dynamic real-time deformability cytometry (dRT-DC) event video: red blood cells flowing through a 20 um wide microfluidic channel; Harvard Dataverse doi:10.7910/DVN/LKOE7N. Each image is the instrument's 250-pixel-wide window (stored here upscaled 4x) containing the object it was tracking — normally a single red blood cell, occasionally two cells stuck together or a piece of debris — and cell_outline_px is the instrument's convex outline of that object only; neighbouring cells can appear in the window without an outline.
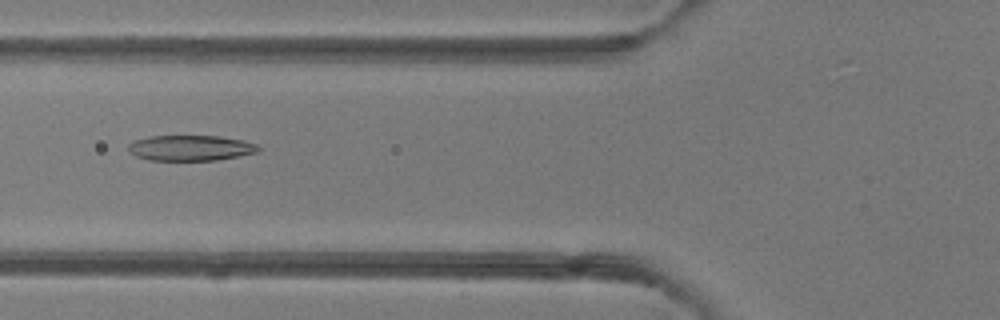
{"species": "common noctule bat (a hibernating species)", "species_latin": "Nyctalus noctula", "temperature_condition": "room temperature", "stored_images_in_passage": 49, "camera_frame_rate_fps": 3000, "um_per_image_px": 0.085, "animal": {"sex": "female"}, "frame": {"image": 1, "passage_image": 19, "time_ms": 6.0, "image_size_px": [1000, 320], "cell_outline_px": [[260, 152], [216, 160], [148, 160], [136, 156], [128, 152], [128, 144], [132, 140], [148, 136], [220, 136], [244, 140], [256, 144], [260, 148]], "centroid_in_image_um": [16.17, 12.57], "position_along_channel_um": 109.6, "area_um2": 19.54}}
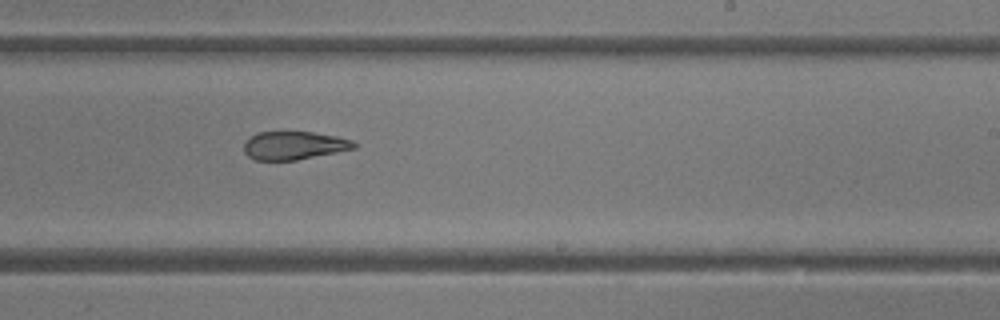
{"frame": {"image": 2, "passage_image": 30, "time_ms": 9.667, "image_size_px": [1000, 320], "cell_outline_px": [[356, 148], [296, 160], [256, 160], [248, 156], [244, 152], [244, 144], [256, 132], [312, 132], [336, 136], [352, 140], [356, 144]], "centroid_in_image_um": [24.99, 12.36], "position_along_channel_um": 264.0, "area_um2": 17.92}}
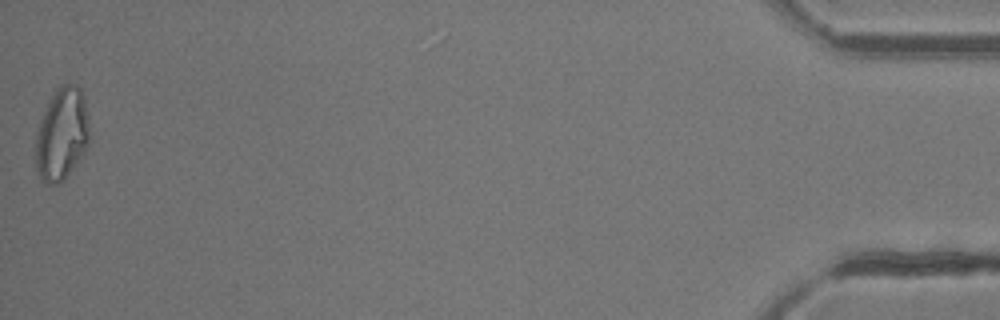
{"frame": {"image": 3, "passage_image": 49, "time_ms": 16.0, "image_size_px": [1000, 320], "cell_outline_px": [[88, 140], [84, 152], [76, 164], [60, 184], [44, 184], [40, 180], [36, 168], [36, 136], [40, 120], [56, 88], [60, 84], [76, 84], [80, 88], [84, 96], [88, 116]], "centroid_in_image_um": [5.24, 11.41], "position_along_channel_um": 430.0, "area_um2": 28.9}, "authors_computed_cell_mechanics": {"area_um2": 22.253, "velocity_mm_per_s": 4.2118, "shape_relaxation_time_tau1_ms": null, "shape_relaxation_time_tau2_ms": 2.1067, "deformation_change_tau1": null, "deformation_change_tau2": 0.1004}}